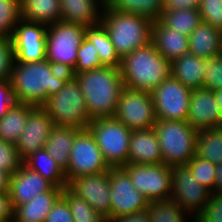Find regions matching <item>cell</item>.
Returning <instances> with one entry per match:
<instances>
[{
  "label": "cell",
  "instance_id": "cell-40",
  "mask_svg": "<svg viewBox=\"0 0 222 222\" xmlns=\"http://www.w3.org/2000/svg\"><path fill=\"white\" fill-rule=\"evenodd\" d=\"M201 22L222 32V0H200Z\"/></svg>",
  "mask_w": 222,
  "mask_h": 222
},
{
  "label": "cell",
  "instance_id": "cell-35",
  "mask_svg": "<svg viewBox=\"0 0 222 222\" xmlns=\"http://www.w3.org/2000/svg\"><path fill=\"white\" fill-rule=\"evenodd\" d=\"M62 196L67 200L74 222H107L85 200L73 193L68 187L63 188Z\"/></svg>",
  "mask_w": 222,
  "mask_h": 222
},
{
  "label": "cell",
  "instance_id": "cell-13",
  "mask_svg": "<svg viewBox=\"0 0 222 222\" xmlns=\"http://www.w3.org/2000/svg\"><path fill=\"white\" fill-rule=\"evenodd\" d=\"M48 26L21 19L11 37L14 62L29 63L46 59V32Z\"/></svg>",
  "mask_w": 222,
  "mask_h": 222
},
{
  "label": "cell",
  "instance_id": "cell-21",
  "mask_svg": "<svg viewBox=\"0 0 222 222\" xmlns=\"http://www.w3.org/2000/svg\"><path fill=\"white\" fill-rule=\"evenodd\" d=\"M61 21L80 24L85 27L100 24L104 0H59ZM101 6V9L99 8ZM100 9V10H98ZM101 11V12H99Z\"/></svg>",
  "mask_w": 222,
  "mask_h": 222
},
{
  "label": "cell",
  "instance_id": "cell-30",
  "mask_svg": "<svg viewBox=\"0 0 222 222\" xmlns=\"http://www.w3.org/2000/svg\"><path fill=\"white\" fill-rule=\"evenodd\" d=\"M85 38L94 45L103 66L120 68L121 58L116 52L108 32L101 23L87 27Z\"/></svg>",
  "mask_w": 222,
  "mask_h": 222
},
{
  "label": "cell",
  "instance_id": "cell-47",
  "mask_svg": "<svg viewBox=\"0 0 222 222\" xmlns=\"http://www.w3.org/2000/svg\"><path fill=\"white\" fill-rule=\"evenodd\" d=\"M200 0H163L164 10L199 9Z\"/></svg>",
  "mask_w": 222,
  "mask_h": 222
},
{
  "label": "cell",
  "instance_id": "cell-20",
  "mask_svg": "<svg viewBox=\"0 0 222 222\" xmlns=\"http://www.w3.org/2000/svg\"><path fill=\"white\" fill-rule=\"evenodd\" d=\"M163 156L154 128L131 130L128 164H162Z\"/></svg>",
  "mask_w": 222,
  "mask_h": 222
},
{
  "label": "cell",
  "instance_id": "cell-51",
  "mask_svg": "<svg viewBox=\"0 0 222 222\" xmlns=\"http://www.w3.org/2000/svg\"><path fill=\"white\" fill-rule=\"evenodd\" d=\"M214 93L216 95L217 102L221 111V117H222V88L214 90Z\"/></svg>",
  "mask_w": 222,
  "mask_h": 222
},
{
  "label": "cell",
  "instance_id": "cell-26",
  "mask_svg": "<svg viewBox=\"0 0 222 222\" xmlns=\"http://www.w3.org/2000/svg\"><path fill=\"white\" fill-rule=\"evenodd\" d=\"M80 130L76 127L54 125L45 144L47 153L64 172L68 169L71 149Z\"/></svg>",
  "mask_w": 222,
  "mask_h": 222
},
{
  "label": "cell",
  "instance_id": "cell-42",
  "mask_svg": "<svg viewBox=\"0 0 222 222\" xmlns=\"http://www.w3.org/2000/svg\"><path fill=\"white\" fill-rule=\"evenodd\" d=\"M194 222H222V194L211 193L205 208Z\"/></svg>",
  "mask_w": 222,
  "mask_h": 222
},
{
  "label": "cell",
  "instance_id": "cell-6",
  "mask_svg": "<svg viewBox=\"0 0 222 222\" xmlns=\"http://www.w3.org/2000/svg\"><path fill=\"white\" fill-rule=\"evenodd\" d=\"M41 107L57 126L88 129L93 120L87 111L79 83L73 76L67 80L62 89L48 97Z\"/></svg>",
  "mask_w": 222,
  "mask_h": 222
},
{
  "label": "cell",
  "instance_id": "cell-8",
  "mask_svg": "<svg viewBox=\"0 0 222 222\" xmlns=\"http://www.w3.org/2000/svg\"><path fill=\"white\" fill-rule=\"evenodd\" d=\"M85 26L58 21L48 25L46 59L58 69L72 72L77 62V50L85 38Z\"/></svg>",
  "mask_w": 222,
  "mask_h": 222
},
{
  "label": "cell",
  "instance_id": "cell-18",
  "mask_svg": "<svg viewBox=\"0 0 222 222\" xmlns=\"http://www.w3.org/2000/svg\"><path fill=\"white\" fill-rule=\"evenodd\" d=\"M187 121L197 131L222 126L220 107L213 90H192Z\"/></svg>",
  "mask_w": 222,
  "mask_h": 222
},
{
  "label": "cell",
  "instance_id": "cell-22",
  "mask_svg": "<svg viewBox=\"0 0 222 222\" xmlns=\"http://www.w3.org/2000/svg\"><path fill=\"white\" fill-rule=\"evenodd\" d=\"M151 42L170 62L189 52V36L165 27L159 20L153 22Z\"/></svg>",
  "mask_w": 222,
  "mask_h": 222
},
{
  "label": "cell",
  "instance_id": "cell-31",
  "mask_svg": "<svg viewBox=\"0 0 222 222\" xmlns=\"http://www.w3.org/2000/svg\"><path fill=\"white\" fill-rule=\"evenodd\" d=\"M103 9L141 15L154 22L163 12V0H104Z\"/></svg>",
  "mask_w": 222,
  "mask_h": 222
},
{
  "label": "cell",
  "instance_id": "cell-2",
  "mask_svg": "<svg viewBox=\"0 0 222 222\" xmlns=\"http://www.w3.org/2000/svg\"><path fill=\"white\" fill-rule=\"evenodd\" d=\"M92 119L114 117L124 82L119 68L103 66L73 75Z\"/></svg>",
  "mask_w": 222,
  "mask_h": 222
},
{
  "label": "cell",
  "instance_id": "cell-11",
  "mask_svg": "<svg viewBox=\"0 0 222 222\" xmlns=\"http://www.w3.org/2000/svg\"><path fill=\"white\" fill-rule=\"evenodd\" d=\"M134 187L149 201L170 199L172 167L162 164H127L122 167Z\"/></svg>",
  "mask_w": 222,
  "mask_h": 222
},
{
  "label": "cell",
  "instance_id": "cell-15",
  "mask_svg": "<svg viewBox=\"0 0 222 222\" xmlns=\"http://www.w3.org/2000/svg\"><path fill=\"white\" fill-rule=\"evenodd\" d=\"M211 193L185 166L172 167L170 198L188 212V216L194 212L192 219L203 211Z\"/></svg>",
  "mask_w": 222,
  "mask_h": 222
},
{
  "label": "cell",
  "instance_id": "cell-50",
  "mask_svg": "<svg viewBox=\"0 0 222 222\" xmlns=\"http://www.w3.org/2000/svg\"><path fill=\"white\" fill-rule=\"evenodd\" d=\"M10 177L9 173L0 170V193L9 192Z\"/></svg>",
  "mask_w": 222,
  "mask_h": 222
},
{
  "label": "cell",
  "instance_id": "cell-7",
  "mask_svg": "<svg viewBox=\"0 0 222 222\" xmlns=\"http://www.w3.org/2000/svg\"><path fill=\"white\" fill-rule=\"evenodd\" d=\"M88 129L110 168L128 164L131 130L115 117L94 118Z\"/></svg>",
  "mask_w": 222,
  "mask_h": 222
},
{
  "label": "cell",
  "instance_id": "cell-10",
  "mask_svg": "<svg viewBox=\"0 0 222 222\" xmlns=\"http://www.w3.org/2000/svg\"><path fill=\"white\" fill-rule=\"evenodd\" d=\"M114 117L130 130L154 128L157 117L151 93L124 87Z\"/></svg>",
  "mask_w": 222,
  "mask_h": 222
},
{
  "label": "cell",
  "instance_id": "cell-29",
  "mask_svg": "<svg viewBox=\"0 0 222 222\" xmlns=\"http://www.w3.org/2000/svg\"><path fill=\"white\" fill-rule=\"evenodd\" d=\"M23 164L30 170L39 173L54 186L60 188H65L68 186L65 172L47 153L45 148L30 154L23 160Z\"/></svg>",
  "mask_w": 222,
  "mask_h": 222
},
{
  "label": "cell",
  "instance_id": "cell-32",
  "mask_svg": "<svg viewBox=\"0 0 222 222\" xmlns=\"http://www.w3.org/2000/svg\"><path fill=\"white\" fill-rule=\"evenodd\" d=\"M196 155L215 164L222 161V126L197 131Z\"/></svg>",
  "mask_w": 222,
  "mask_h": 222
},
{
  "label": "cell",
  "instance_id": "cell-27",
  "mask_svg": "<svg viewBox=\"0 0 222 222\" xmlns=\"http://www.w3.org/2000/svg\"><path fill=\"white\" fill-rule=\"evenodd\" d=\"M35 105L15 102L0 119V139L16 144L27 124L29 112Z\"/></svg>",
  "mask_w": 222,
  "mask_h": 222
},
{
  "label": "cell",
  "instance_id": "cell-3",
  "mask_svg": "<svg viewBox=\"0 0 222 222\" xmlns=\"http://www.w3.org/2000/svg\"><path fill=\"white\" fill-rule=\"evenodd\" d=\"M119 69L124 87L150 93L171 76V62L152 42L123 57Z\"/></svg>",
  "mask_w": 222,
  "mask_h": 222
},
{
  "label": "cell",
  "instance_id": "cell-33",
  "mask_svg": "<svg viewBox=\"0 0 222 222\" xmlns=\"http://www.w3.org/2000/svg\"><path fill=\"white\" fill-rule=\"evenodd\" d=\"M159 21L169 29L189 36L201 23L199 9L164 10Z\"/></svg>",
  "mask_w": 222,
  "mask_h": 222
},
{
  "label": "cell",
  "instance_id": "cell-16",
  "mask_svg": "<svg viewBox=\"0 0 222 222\" xmlns=\"http://www.w3.org/2000/svg\"><path fill=\"white\" fill-rule=\"evenodd\" d=\"M67 187L104 218L108 219L111 216L110 170L98 174L78 176L73 178Z\"/></svg>",
  "mask_w": 222,
  "mask_h": 222
},
{
  "label": "cell",
  "instance_id": "cell-45",
  "mask_svg": "<svg viewBox=\"0 0 222 222\" xmlns=\"http://www.w3.org/2000/svg\"><path fill=\"white\" fill-rule=\"evenodd\" d=\"M15 102L11 81L0 80V119Z\"/></svg>",
  "mask_w": 222,
  "mask_h": 222
},
{
  "label": "cell",
  "instance_id": "cell-19",
  "mask_svg": "<svg viewBox=\"0 0 222 222\" xmlns=\"http://www.w3.org/2000/svg\"><path fill=\"white\" fill-rule=\"evenodd\" d=\"M54 185L24 164L10 177L9 195L13 208L28 203Z\"/></svg>",
  "mask_w": 222,
  "mask_h": 222
},
{
  "label": "cell",
  "instance_id": "cell-34",
  "mask_svg": "<svg viewBox=\"0 0 222 222\" xmlns=\"http://www.w3.org/2000/svg\"><path fill=\"white\" fill-rule=\"evenodd\" d=\"M150 222H186V211L173 199L149 201ZM194 222V220H193Z\"/></svg>",
  "mask_w": 222,
  "mask_h": 222
},
{
  "label": "cell",
  "instance_id": "cell-4",
  "mask_svg": "<svg viewBox=\"0 0 222 222\" xmlns=\"http://www.w3.org/2000/svg\"><path fill=\"white\" fill-rule=\"evenodd\" d=\"M101 24L122 59L151 43L153 21L141 15L103 9Z\"/></svg>",
  "mask_w": 222,
  "mask_h": 222
},
{
  "label": "cell",
  "instance_id": "cell-39",
  "mask_svg": "<svg viewBox=\"0 0 222 222\" xmlns=\"http://www.w3.org/2000/svg\"><path fill=\"white\" fill-rule=\"evenodd\" d=\"M23 164L17 153L16 146L0 139V170L13 175Z\"/></svg>",
  "mask_w": 222,
  "mask_h": 222
},
{
  "label": "cell",
  "instance_id": "cell-17",
  "mask_svg": "<svg viewBox=\"0 0 222 222\" xmlns=\"http://www.w3.org/2000/svg\"><path fill=\"white\" fill-rule=\"evenodd\" d=\"M53 126L48 113L41 106H35L29 112L27 124L15 144L19 157L24 160L30 154L44 149Z\"/></svg>",
  "mask_w": 222,
  "mask_h": 222
},
{
  "label": "cell",
  "instance_id": "cell-36",
  "mask_svg": "<svg viewBox=\"0 0 222 222\" xmlns=\"http://www.w3.org/2000/svg\"><path fill=\"white\" fill-rule=\"evenodd\" d=\"M20 20V0H0V37L11 39Z\"/></svg>",
  "mask_w": 222,
  "mask_h": 222
},
{
  "label": "cell",
  "instance_id": "cell-49",
  "mask_svg": "<svg viewBox=\"0 0 222 222\" xmlns=\"http://www.w3.org/2000/svg\"><path fill=\"white\" fill-rule=\"evenodd\" d=\"M214 194H222V161L216 164Z\"/></svg>",
  "mask_w": 222,
  "mask_h": 222
},
{
  "label": "cell",
  "instance_id": "cell-1",
  "mask_svg": "<svg viewBox=\"0 0 222 222\" xmlns=\"http://www.w3.org/2000/svg\"><path fill=\"white\" fill-rule=\"evenodd\" d=\"M71 72L56 68L47 59L39 62H13L10 81L17 103L41 106L56 94L71 77Z\"/></svg>",
  "mask_w": 222,
  "mask_h": 222
},
{
  "label": "cell",
  "instance_id": "cell-41",
  "mask_svg": "<svg viewBox=\"0 0 222 222\" xmlns=\"http://www.w3.org/2000/svg\"><path fill=\"white\" fill-rule=\"evenodd\" d=\"M205 66L203 88L213 91L222 88V54L205 59Z\"/></svg>",
  "mask_w": 222,
  "mask_h": 222
},
{
  "label": "cell",
  "instance_id": "cell-12",
  "mask_svg": "<svg viewBox=\"0 0 222 222\" xmlns=\"http://www.w3.org/2000/svg\"><path fill=\"white\" fill-rule=\"evenodd\" d=\"M192 90L169 76L152 92L157 120L187 121Z\"/></svg>",
  "mask_w": 222,
  "mask_h": 222
},
{
  "label": "cell",
  "instance_id": "cell-37",
  "mask_svg": "<svg viewBox=\"0 0 222 222\" xmlns=\"http://www.w3.org/2000/svg\"><path fill=\"white\" fill-rule=\"evenodd\" d=\"M185 167L195 179L211 192L214 191L216 164L195 155Z\"/></svg>",
  "mask_w": 222,
  "mask_h": 222
},
{
  "label": "cell",
  "instance_id": "cell-43",
  "mask_svg": "<svg viewBox=\"0 0 222 222\" xmlns=\"http://www.w3.org/2000/svg\"><path fill=\"white\" fill-rule=\"evenodd\" d=\"M13 62L11 39L0 37V80H10Z\"/></svg>",
  "mask_w": 222,
  "mask_h": 222
},
{
  "label": "cell",
  "instance_id": "cell-24",
  "mask_svg": "<svg viewBox=\"0 0 222 222\" xmlns=\"http://www.w3.org/2000/svg\"><path fill=\"white\" fill-rule=\"evenodd\" d=\"M63 188L53 186L48 192L14 208L15 222H44L54 203L62 195Z\"/></svg>",
  "mask_w": 222,
  "mask_h": 222
},
{
  "label": "cell",
  "instance_id": "cell-9",
  "mask_svg": "<svg viewBox=\"0 0 222 222\" xmlns=\"http://www.w3.org/2000/svg\"><path fill=\"white\" fill-rule=\"evenodd\" d=\"M95 137L89 129H81L75 137L69 156L65 176L68 183L78 176H86L109 171Z\"/></svg>",
  "mask_w": 222,
  "mask_h": 222
},
{
  "label": "cell",
  "instance_id": "cell-25",
  "mask_svg": "<svg viewBox=\"0 0 222 222\" xmlns=\"http://www.w3.org/2000/svg\"><path fill=\"white\" fill-rule=\"evenodd\" d=\"M205 59L190 52L171 62V76L189 89L203 88Z\"/></svg>",
  "mask_w": 222,
  "mask_h": 222
},
{
  "label": "cell",
  "instance_id": "cell-14",
  "mask_svg": "<svg viewBox=\"0 0 222 222\" xmlns=\"http://www.w3.org/2000/svg\"><path fill=\"white\" fill-rule=\"evenodd\" d=\"M110 183L112 213L107 222L148 209L149 200L134 187L122 167L110 168Z\"/></svg>",
  "mask_w": 222,
  "mask_h": 222
},
{
  "label": "cell",
  "instance_id": "cell-44",
  "mask_svg": "<svg viewBox=\"0 0 222 222\" xmlns=\"http://www.w3.org/2000/svg\"><path fill=\"white\" fill-rule=\"evenodd\" d=\"M44 222H74L69 204L62 195L54 203Z\"/></svg>",
  "mask_w": 222,
  "mask_h": 222
},
{
  "label": "cell",
  "instance_id": "cell-48",
  "mask_svg": "<svg viewBox=\"0 0 222 222\" xmlns=\"http://www.w3.org/2000/svg\"><path fill=\"white\" fill-rule=\"evenodd\" d=\"M112 222H150V217L148 210H143L128 215H123Z\"/></svg>",
  "mask_w": 222,
  "mask_h": 222
},
{
  "label": "cell",
  "instance_id": "cell-38",
  "mask_svg": "<svg viewBox=\"0 0 222 222\" xmlns=\"http://www.w3.org/2000/svg\"><path fill=\"white\" fill-rule=\"evenodd\" d=\"M99 67H103V65L99 59L98 52H96L94 45L84 38L77 50V62L71 75L73 76L83 71L98 69Z\"/></svg>",
  "mask_w": 222,
  "mask_h": 222
},
{
  "label": "cell",
  "instance_id": "cell-46",
  "mask_svg": "<svg viewBox=\"0 0 222 222\" xmlns=\"http://www.w3.org/2000/svg\"><path fill=\"white\" fill-rule=\"evenodd\" d=\"M14 208L9 192L0 193V222H12Z\"/></svg>",
  "mask_w": 222,
  "mask_h": 222
},
{
  "label": "cell",
  "instance_id": "cell-28",
  "mask_svg": "<svg viewBox=\"0 0 222 222\" xmlns=\"http://www.w3.org/2000/svg\"><path fill=\"white\" fill-rule=\"evenodd\" d=\"M20 5L21 19L47 26L62 19L59 0H20Z\"/></svg>",
  "mask_w": 222,
  "mask_h": 222
},
{
  "label": "cell",
  "instance_id": "cell-23",
  "mask_svg": "<svg viewBox=\"0 0 222 222\" xmlns=\"http://www.w3.org/2000/svg\"><path fill=\"white\" fill-rule=\"evenodd\" d=\"M189 52L202 59L222 54V32L210 24L201 22L189 35Z\"/></svg>",
  "mask_w": 222,
  "mask_h": 222
},
{
  "label": "cell",
  "instance_id": "cell-5",
  "mask_svg": "<svg viewBox=\"0 0 222 222\" xmlns=\"http://www.w3.org/2000/svg\"><path fill=\"white\" fill-rule=\"evenodd\" d=\"M154 129L164 164L185 166L196 155L197 130L188 121L157 120Z\"/></svg>",
  "mask_w": 222,
  "mask_h": 222
}]
</instances>
